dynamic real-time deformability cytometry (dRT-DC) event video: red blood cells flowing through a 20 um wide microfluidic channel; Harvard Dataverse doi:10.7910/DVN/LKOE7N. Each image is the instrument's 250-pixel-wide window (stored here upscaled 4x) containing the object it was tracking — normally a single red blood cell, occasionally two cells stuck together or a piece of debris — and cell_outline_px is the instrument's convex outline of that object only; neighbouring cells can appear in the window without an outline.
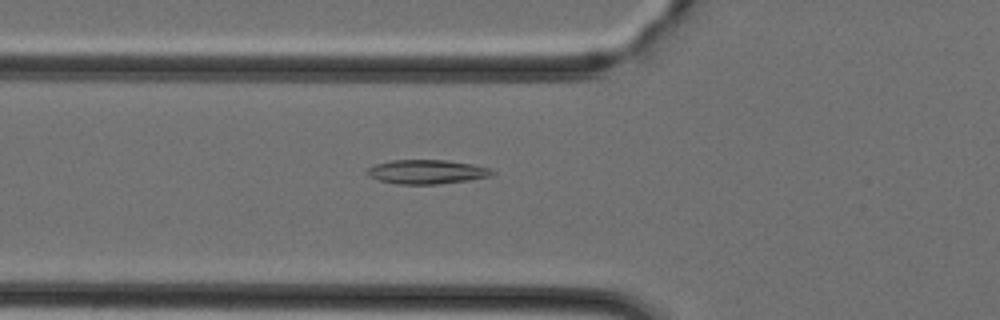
{"species": "Egyptian fruit bat (a non-hibernating species)", "species_latin": "Rousettus aegyptiacus", "temperature_condition": "cold", "stored_images_in_passage": 30, "camera_frame_rate_fps": 3000, "um_per_image_px": 0.085, "animal": {"sex": "female"}, "frame": {"image": 1, "passage_image": 2, "time_ms": 0.333, "image_size_px": [1000, 320], "cell_outline_px": [[496, 172], [488, 176], [468, 180], [440, 184], [396, 184], [380, 180], [368, 176], [364, 172], [364, 168], [376, 164], [392, 160], [448, 160], [472, 164], [492, 168]], "centroid_in_image_um": [36.24, 14.6], "position_along_channel_um": 89.6, "area_um2": 17.74}}
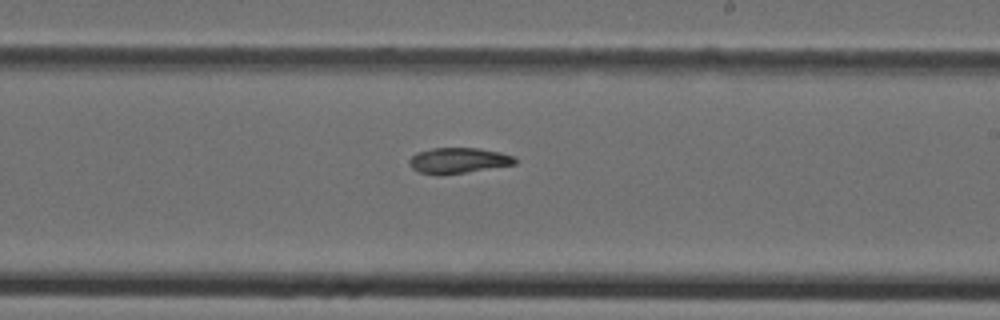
{"frame": {"image": 2, "passage_image": 13, "time_ms": 4.0, "image_size_px": [1000, 320], "cell_outline_px": [[516, 164], [440, 176], [436, 176], [420, 172], [412, 168], [408, 164], [408, 160], [416, 152], [432, 148], [480, 148], [500, 152], [516, 156]], "centroid_in_image_um": [38.93, 13.64], "position_along_channel_um": 250.1, "area_um2": 16.01}}
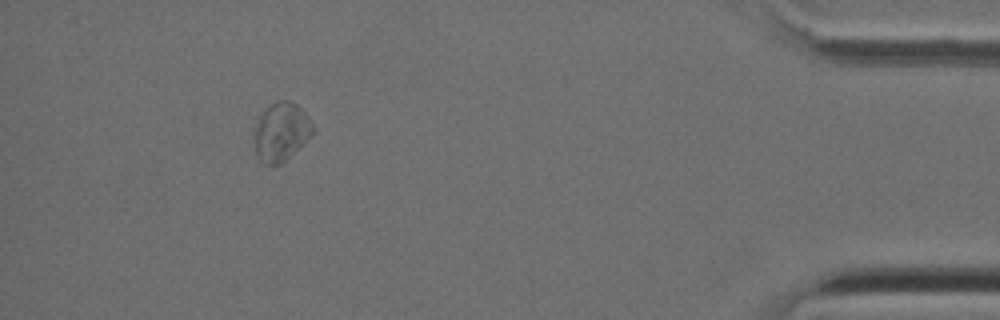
{"frame": {"image": 3, "passage_image": 28, "time_ms": 9.0, "image_size_px": [1000, 320], "cell_outline_px": [[316, 132], [312, 136], [280, 164], [272, 168], [264, 164], [260, 160], [256, 152], [256, 124], [260, 116], [272, 104], [280, 100], [288, 100], [296, 104], [308, 116], [316, 128]], "centroid_in_image_um": [23.96, 11.23], "position_along_channel_um": 411.2, "area_um2": 19.77}}